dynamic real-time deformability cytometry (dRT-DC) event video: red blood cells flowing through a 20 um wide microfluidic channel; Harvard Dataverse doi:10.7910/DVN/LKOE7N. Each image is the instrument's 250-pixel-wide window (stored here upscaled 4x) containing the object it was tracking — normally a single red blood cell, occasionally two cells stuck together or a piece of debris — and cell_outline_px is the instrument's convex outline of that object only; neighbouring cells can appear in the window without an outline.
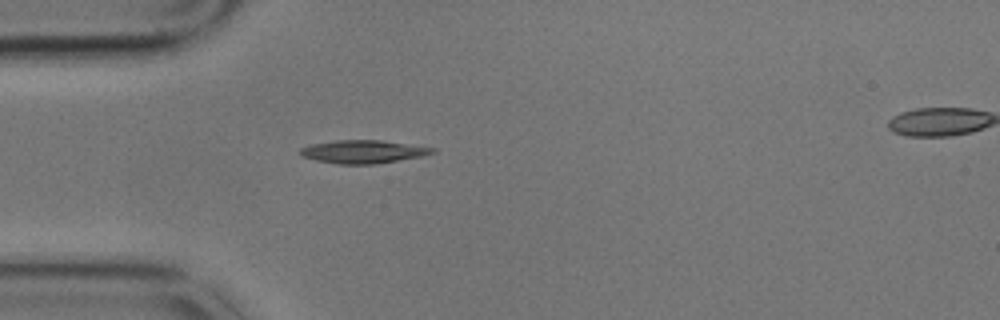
{"species": "common noctule bat (a hibernating species)", "species_latin": "Nyctalus noctula", "temperature_condition": "cold", "stored_images_in_passage": 13, "camera_frame_rate_fps": 3000, "um_per_image_px": 0.085, "animal": {"sex": "male", "body_mass_g": 17.9}, "frame": {"image": 1, "passage_image": 1, "time_ms": 0.0, "image_size_px": [1000, 320], "cell_outline_px": [[436, 152], [420, 156], [376, 164], [336, 164], [316, 160], [300, 156], [300, 148], [312, 144], [336, 140], [380, 140], [436, 148]], "centroid_in_image_um": [30.83, 12.89], "position_along_channel_um": 54.2, "area_um2": 17.69}}
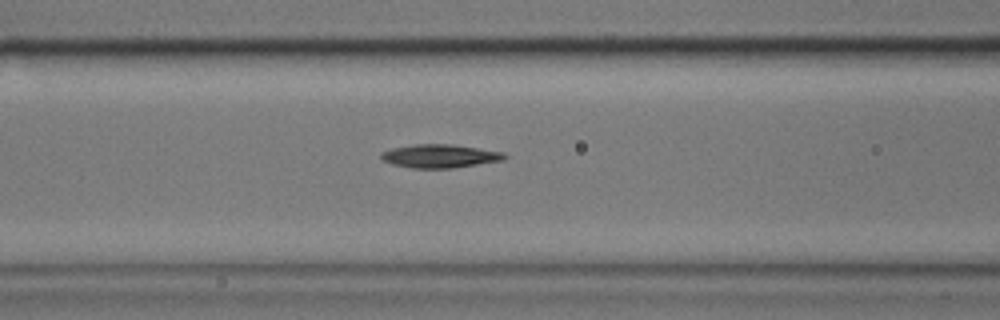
{"frame": {"image": 2, "passage_image": 8, "time_ms": 2.333, "image_size_px": [1000, 320], "cell_outline_px": [[508, 156], [504, 160], [452, 168], [412, 168], [392, 164], [384, 160], [380, 156], [380, 152], [392, 148], [412, 144], [452, 144], [504, 152]], "centroid_in_image_um": [37.39, 13.26], "position_along_channel_um": 129.2, "area_um2": 16.88}}